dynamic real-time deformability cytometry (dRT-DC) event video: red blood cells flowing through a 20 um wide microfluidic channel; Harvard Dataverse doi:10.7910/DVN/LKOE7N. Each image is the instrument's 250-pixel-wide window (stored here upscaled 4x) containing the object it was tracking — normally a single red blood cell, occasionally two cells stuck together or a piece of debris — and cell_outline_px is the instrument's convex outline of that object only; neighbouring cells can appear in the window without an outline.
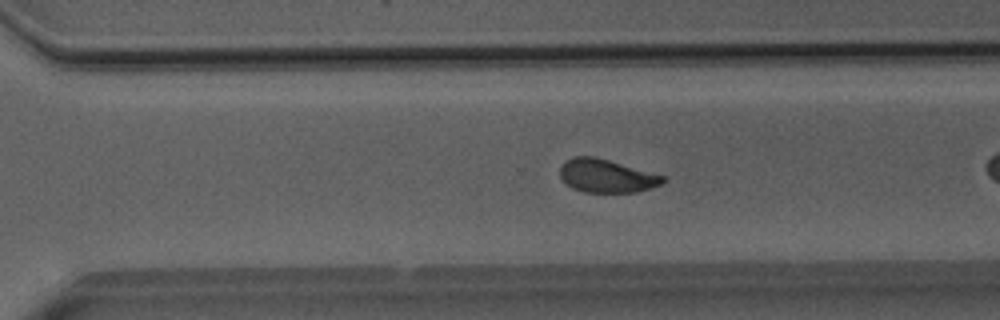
{"species": "Egyptian fruit bat (a non-hibernating species)", "species_latin": "Rousettus aegyptiacus", "temperature_condition": "room temperature", "stored_images_in_passage": 15, "camera_frame_rate_fps": 3000, "um_per_image_px": 0.085, "animal": {"sex": "male"}, "frame": {"image": 1, "passage_image": 11, "time_ms": 3.333, "image_size_px": [1000, 320], "cell_outline_px": [[668, 180], [664, 184], [636, 192], [584, 192], [572, 188], [560, 176], [560, 164], [564, 160], [572, 156], [596, 156], [664, 176]], "centroid_in_image_um": [51.55, 14.94], "position_along_channel_um": 319.1, "area_um2": 20.11}, "authors_computed_cell_mechanics": {"area_um2": 20.7502, "velocity_mm_per_s": 4.0766, "shape_relaxation_time_tau1_ms": null, "shape_relaxation_time_tau2_ms": 0.7396, "deformation_change_tau1": null, "deformation_change_tau2": 0.0648}}